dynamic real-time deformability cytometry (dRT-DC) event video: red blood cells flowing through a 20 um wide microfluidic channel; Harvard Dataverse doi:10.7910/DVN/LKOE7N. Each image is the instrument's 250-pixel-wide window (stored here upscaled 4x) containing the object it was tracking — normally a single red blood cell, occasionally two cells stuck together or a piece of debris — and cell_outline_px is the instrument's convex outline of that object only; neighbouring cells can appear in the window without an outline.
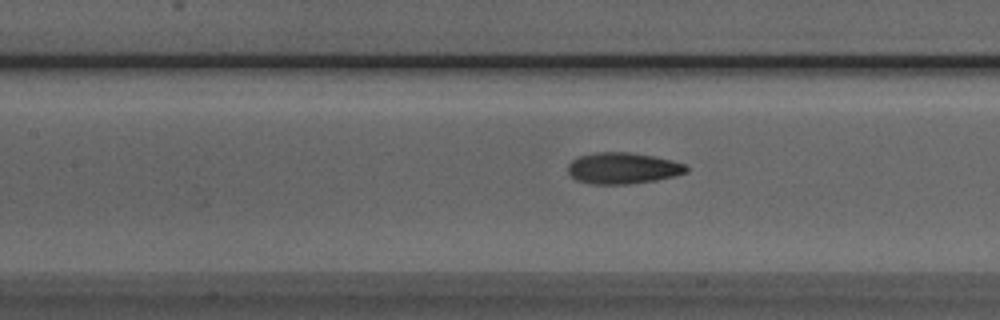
{"species": "Egyptian fruit bat (a non-hibernating species)", "species_latin": "Rousettus aegyptiacus", "temperature_condition": "room temperature", "stored_images_in_passage": 46, "camera_frame_rate_fps": 3000, "um_per_image_px": 0.085, "animal": {"sex": "male"}, "frame": {"image": 1, "passage_image": 22, "time_ms": 7.0, "image_size_px": [1000, 320], "cell_outline_px": [[688, 172], [676, 176], [656, 180], [628, 184], [592, 184], [576, 180], [568, 172], [568, 164], [576, 156], [596, 152], [628, 152], [652, 156], [672, 160], [684, 164], [688, 168]], "centroid_in_image_um": [52.93, 14.29], "position_along_channel_um": 154.5, "area_um2": 21.68}}
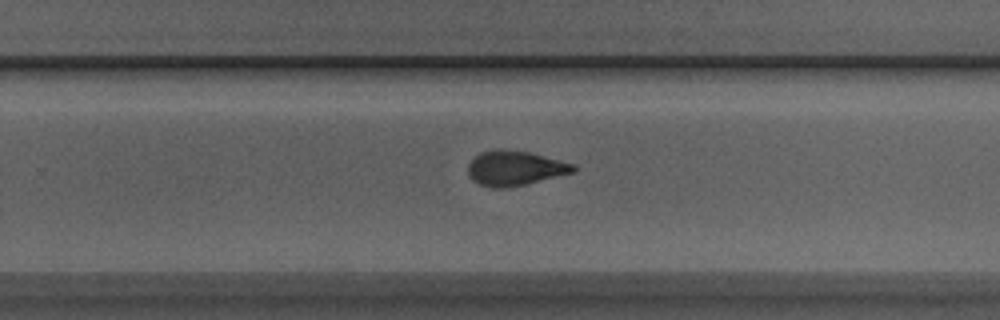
{"frame": {"image": 2, "passage_image": 32, "time_ms": 10.333, "image_size_px": [1000, 320], "cell_outline_px": [[576, 172], [524, 184], [504, 188], [492, 188], [480, 184], [472, 180], [468, 176], [468, 164], [480, 152], [496, 148], [500, 148], [528, 152], [576, 164]], "centroid_in_image_um": [43.76, 14.29], "position_along_channel_um": 286.0, "area_um2": 21.39}}
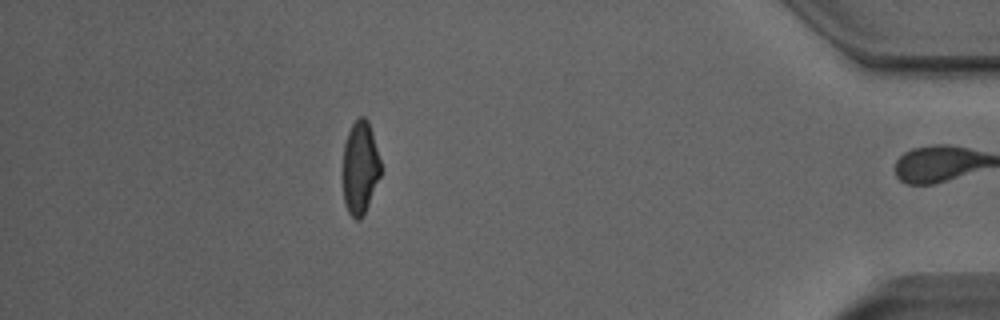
{"frame": {"image": 3, "passage_image": 45, "time_ms": 14.667, "image_size_px": [1000, 320], "cell_outline_px": [[380, 176], [368, 204], [360, 220], [356, 220], [348, 212], [344, 204], [340, 172], [344, 144], [348, 132], [352, 124], [360, 116], [364, 116], [368, 120], [372, 132], [380, 160]], "centroid_in_image_um": [30.55, 14.26], "position_along_channel_um": 404.7, "area_um2": 20.98}, "authors_computed_cell_mechanics": {"area_um2": 21.0392, "velocity_mm_per_s": 3.9558, "shape_relaxation_time_tau1_ms": 6.0727, "shape_relaxation_time_tau2_ms": 2.1062, "deformation_change_tau1": 0.1762, "deformation_change_tau2": 0.0935}}